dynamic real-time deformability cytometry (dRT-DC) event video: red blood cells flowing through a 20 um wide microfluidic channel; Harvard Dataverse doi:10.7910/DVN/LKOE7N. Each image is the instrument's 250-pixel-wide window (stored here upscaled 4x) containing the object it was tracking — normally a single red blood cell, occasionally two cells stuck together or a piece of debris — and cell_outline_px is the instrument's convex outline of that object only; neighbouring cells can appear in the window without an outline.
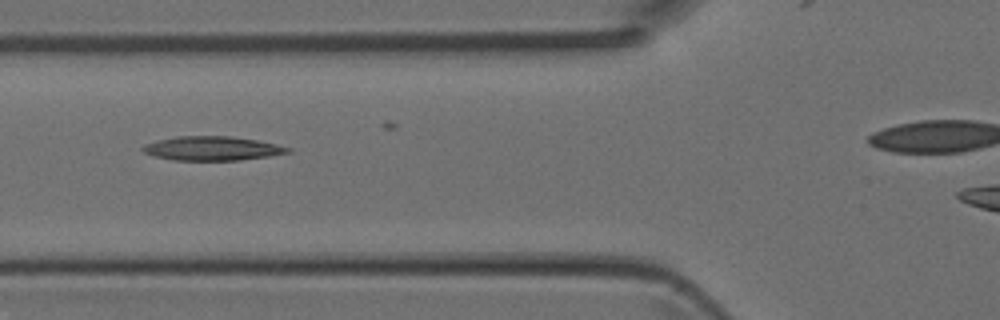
{"species": "Egyptian fruit bat (a non-hibernating species)", "species_latin": "Rousettus aegyptiacus", "temperature_condition": "room temperature", "stored_images_in_passage": 2, "camera_frame_rate_fps": 3000, "um_per_image_px": 0.085, "animal": {"sex": "female"}, "frame": {"image": 1, "passage_image": 2, "time_ms": 0.333, "image_size_px": [1000, 320], "cell_outline_px": [[292, 152], [268, 156], [240, 160], [172, 160], [152, 156], [144, 152], [140, 148], [144, 144], [156, 140], [176, 136], [232, 136], [256, 140], [276, 144], [292, 148]], "centroid_in_image_um": [18.0, 12.61], "position_along_channel_um": 107.8, "area_um2": 20.52}}